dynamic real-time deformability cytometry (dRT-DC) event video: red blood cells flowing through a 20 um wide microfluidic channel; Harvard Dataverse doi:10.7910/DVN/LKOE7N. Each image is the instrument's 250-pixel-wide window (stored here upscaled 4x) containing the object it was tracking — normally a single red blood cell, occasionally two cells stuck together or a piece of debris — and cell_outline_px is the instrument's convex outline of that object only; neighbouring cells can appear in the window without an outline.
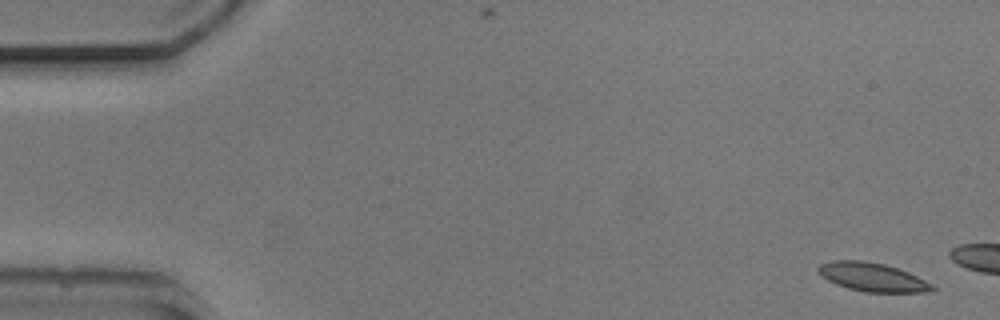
{"species": "common noctule bat (a hibernating species)", "species_latin": "Nyctalus noctula", "temperature_condition": "cold", "stored_images_in_passage": 4, "camera_frame_rate_fps": 3000, "um_per_image_px": 0.085, "animal": {"sex": "male", "body_mass_g": 20.5, "forearm_length_mm": 52.5}, "frame": {"image": 1, "passage_image": 1, "time_ms": 0.0, "image_size_px": [1000, 320], "cell_outline_px": [[936, 292], [864, 292], [848, 288], [836, 284], [820, 276], [816, 268], [820, 264], [832, 260], [864, 260], [884, 264], [908, 272], [932, 284], [936, 288]], "centroid_in_image_um": [74.14, 23.55], "position_along_channel_um": 10.9, "area_um2": 19.13}}